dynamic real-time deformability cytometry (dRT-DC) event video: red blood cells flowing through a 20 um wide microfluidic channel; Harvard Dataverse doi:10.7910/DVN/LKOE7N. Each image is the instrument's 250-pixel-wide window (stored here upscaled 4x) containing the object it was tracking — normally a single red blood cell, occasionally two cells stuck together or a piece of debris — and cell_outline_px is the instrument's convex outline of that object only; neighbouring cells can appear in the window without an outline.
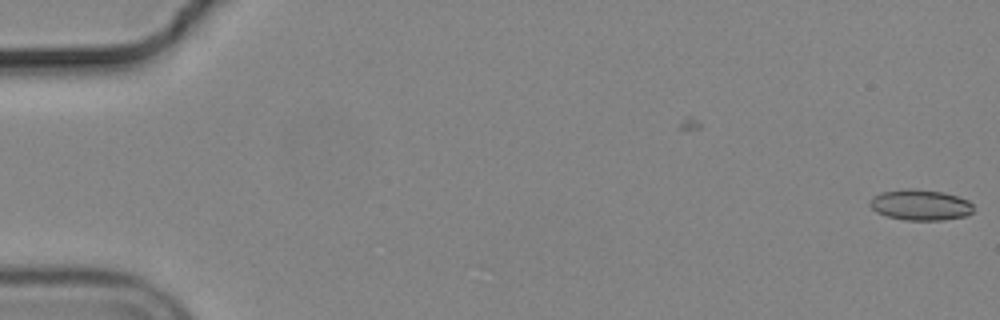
{"species": "common noctule bat (a hibernating species)", "species_latin": "Nyctalus noctula", "temperature_condition": "cold", "stored_images_in_passage": 6, "camera_frame_rate_fps": 3000, "um_per_image_px": 0.085, "animal": {"sex": "male", "body_mass_g": 19.2, "forearm_length_mm": 51.8}, "frame": {"image": 1, "passage_image": 6, "time_ms": 1.667, "image_size_px": [1000, 320], "cell_outline_px": [[972, 212], [964, 216], [944, 220], [904, 220], [888, 216], [876, 212], [868, 204], [872, 196], [880, 192], [908, 188], [912, 188], [944, 192], [968, 200], [972, 204]], "centroid_in_image_um": [78.19, 17.41], "position_along_channel_um": 6.8, "area_um2": 18.61}}